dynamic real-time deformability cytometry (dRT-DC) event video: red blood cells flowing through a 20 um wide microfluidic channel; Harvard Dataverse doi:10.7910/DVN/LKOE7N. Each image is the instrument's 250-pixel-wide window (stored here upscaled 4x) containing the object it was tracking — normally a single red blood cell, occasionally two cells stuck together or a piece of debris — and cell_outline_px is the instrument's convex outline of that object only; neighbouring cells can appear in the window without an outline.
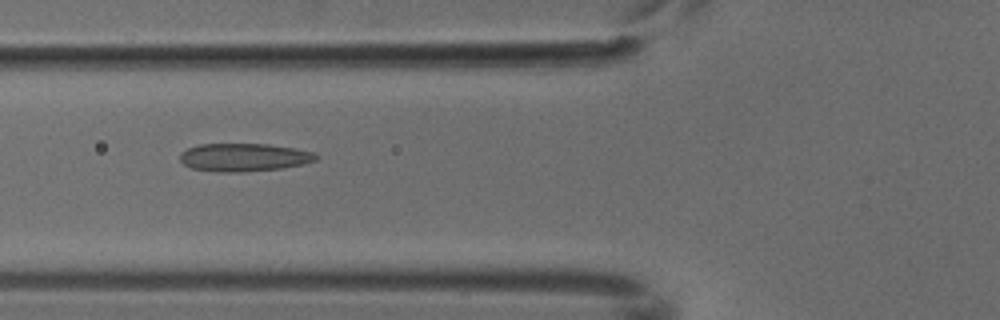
{"species": "common noctule bat (a hibernating species)", "species_latin": "Nyctalus noctula", "temperature_condition": "cold", "stored_images_in_passage": 7, "camera_frame_rate_fps": 3000, "um_per_image_px": 0.085, "animal": {"sex": "male", "body_mass_g": 18.8}, "frame": {"image": 1, "passage_image": 5, "time_ms": 1.333, "image_size_px": [1000, 320], "cell_outline_px": [[316, 160], [304, 164], [280, 168], [244, 172], [220, 172], [192, 168], [184, 164], [180, 160], [180, 152], [188, 148], [200, 144], [268, 144], [292, 148], [312, 152], [316, 156]], "centroid_in_image_um": [20.69, 13.37], "position_along_channel_um": 105.1, "area_um2": 22.02}}
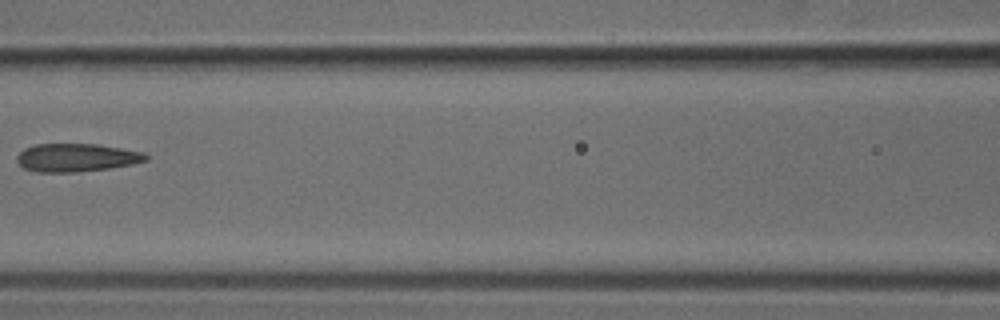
{"frame": {"image": 2, "passage_image": 6, "time_ms": 1.667, "image_size_px": [1000, 320], "cell_outline_px": [[148, 160], [132, 164], [108, 168], [76, 172], [36, 172], [24, 168], [16, 160], [16, 156], [24, 148], [36, 144], [96, 144], [144, 152], [148, 156]], "centroid_in_image_um": [6.48, 13.39], "position_along_channel_um": 160.1, "area_um2": 21.1}}
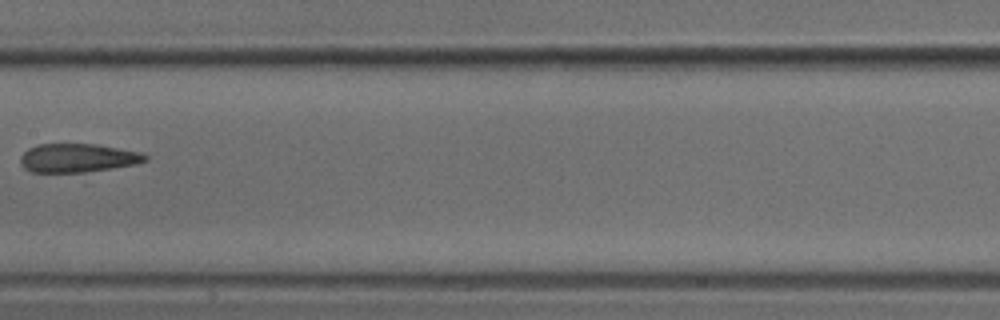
{"frame": {"image": 3, "passage_image": 7, "time_ms": 2.0, "image_size_px": [1000, 320], "cell_outline_px": [[148, 160], [136, 164], [84, 172], [32, 172], [24, 168], [20, 164], [20, 156], [28, 148], [40, 144], [96, 144], [140, 152], [148, 156]], "centroid_in_image_um": [6.58, 13.42], "position_along_channel_um": 200.8, "area_um2": 20.75}}